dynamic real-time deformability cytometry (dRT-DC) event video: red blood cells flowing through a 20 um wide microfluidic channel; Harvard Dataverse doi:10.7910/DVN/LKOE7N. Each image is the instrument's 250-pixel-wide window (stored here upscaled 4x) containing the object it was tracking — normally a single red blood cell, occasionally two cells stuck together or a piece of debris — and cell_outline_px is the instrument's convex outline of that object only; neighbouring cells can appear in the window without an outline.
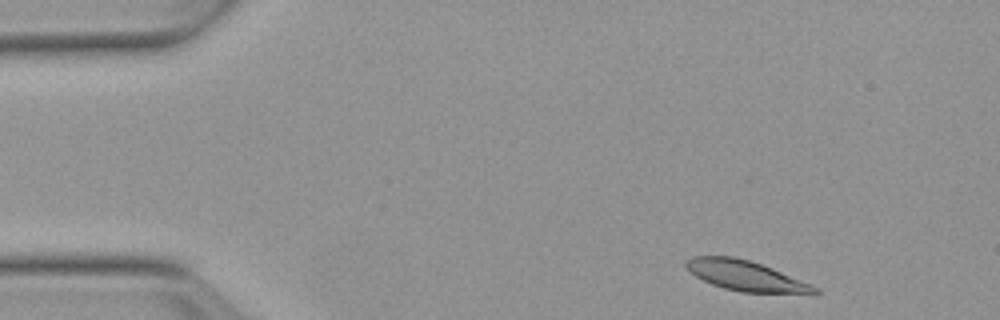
{"species": "Egyptian fruit bat (a non-hibernating species)", "species_latin": "Rousettus aegyptiacus", "temperature_condition": "warm", "stored_images_in_passage": 18, "camera_frame_rate_fps": 3000, "um_per_image_px": 0.085, "animal": {"sex": "female"}, "frame": {"image": 1, "passage_image": 2, "time_ms": 0.333, "image_size_px": [1000, 320], "cell_outline_px": [[820, 292], [816, 296], [812, 296], [740, 292], [724, 288], [712, 284], [696, 276], [684, 264], [684, 260], [692, 256], [732, 256], [748, 260], [772, 268], [812, 284], [820, 288]], "centroid_in_image_um": [63.54, 23.49], "position_along_channel_um": 21.5, "area_um2": 23.29}}
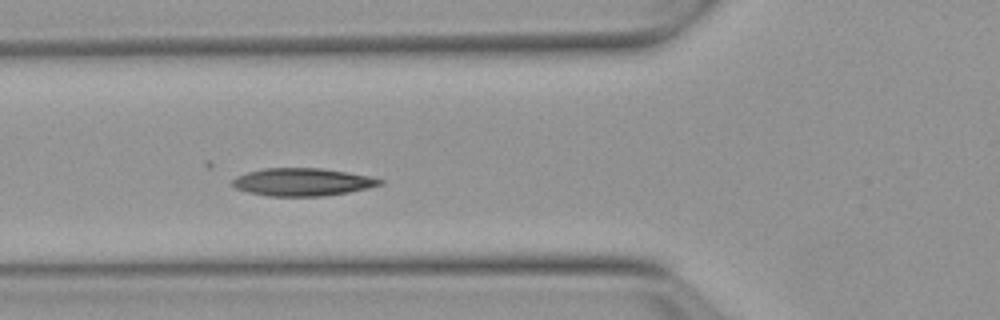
{"frame": {"image": 2, "passage_image": 15, "time_ms": 4.667, "image_size_px": [1000, 320], "cell_outline_px": [[384, 184], [368, 188], [348, 192], [324, 196], [268, 196], [248, 192], [236, 188], [232, 184], [232, 180], [236, 176], [248, 172], [264, 168], [324, 168], [348, 172], [368, 176], [384, 180]], "centroid_in_image_um": [25.72, 15.47], "position_along_channel_um": 100.1, "area_um2": 23.87}}
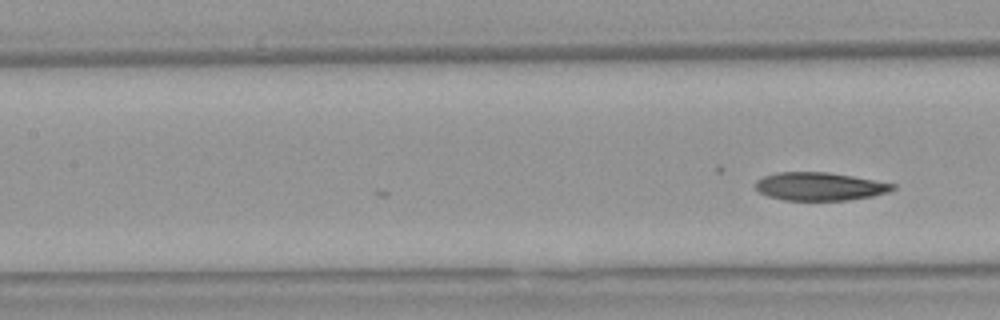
{"frame": {"image": 3, "passage_image": 18, "time_ms": 5.667, "image_size_px": [1000, 320], "cell_outline_px": [[896, 188], [888, 192], [872, 196], [848, 200], [784, 200], [768, 196], [760, 192], [756, 188], [756, 180], [764, 176], [776, 172], [828, 172], [852, 176], [896, 184]], "centroid_in_image_um": [69.68, 15.84], "position_along_channel_um": 137.7, "area_um2": 22.43}}